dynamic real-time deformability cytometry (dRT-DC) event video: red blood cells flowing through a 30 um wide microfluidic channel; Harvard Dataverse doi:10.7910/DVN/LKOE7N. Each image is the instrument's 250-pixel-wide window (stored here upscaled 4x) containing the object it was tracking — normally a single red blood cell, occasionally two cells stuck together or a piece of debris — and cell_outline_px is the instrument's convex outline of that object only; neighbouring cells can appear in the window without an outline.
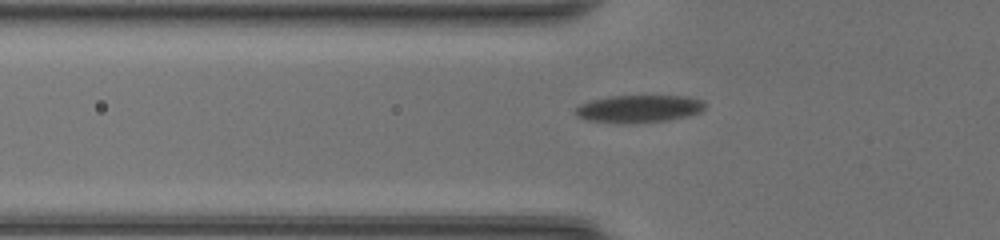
{"species": "common noctule bat (a hibernating species)", "species_latin": "Nyctalus noctula", "temperature_condition": "room temperature", "stored_images_in_passage": 39, "camera_frame_rate_fps": 3000, "um_per_image_px": 0.085, "animal": {"sex": "female", "body_mass_g": 20.0, "forearm_length_mm": 54.0}, "frame": {"image": 1, "passage_image": 6, "time_ms": 1.667, "image_size_px": [1000, 240], "cell_outline_px": [[704, 108], [700, 112], [684, 116], [664, 120], [588, 120], [580, 116], [576, 112], [576, 108], [580, 104], [612, 96], [684, 96], [700, 100], [704, 104]], "centroid_in_image_um": [54.36, 9.18], "position_along_channel_um": 71.4, "area_um2": 19.02}}
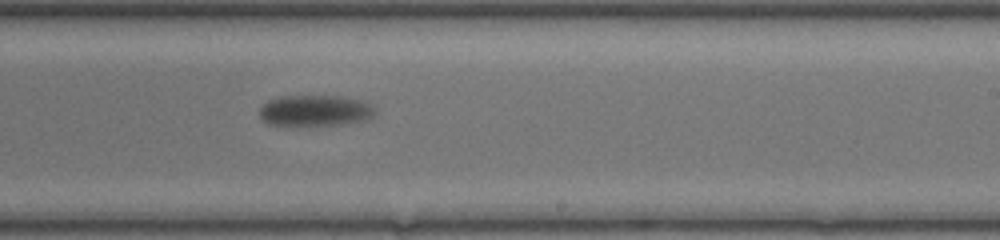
{"frame": {"image": 2, "passage_image": 20, "time_ms": 6.333, "image_size_px": [1000, 240], "cell_outline_px": [[372, 116], [360, 120], [340, 124], [268, 124], [260, 116], [260, 108], [268, 100], [280, 96], [340, 96], [356, 100], [368, 104], [372, 108]], "centroid_in_image_um": [26.69, 9.38], "position_along_channel_um": 262.3, "area_um2": 19.94}}
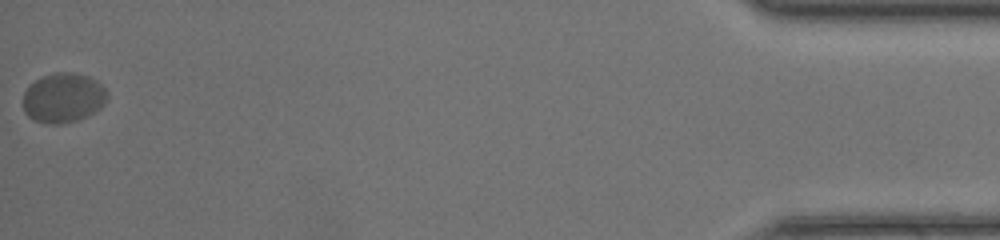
{"frame": {"image": 3, "passage_image": 39, "time_ms": 12.667, "image_size_px": [1000, 240], "cell_outline_px": [[104, 104], [100, 108], [76, 120], [60, 124], [44, 124], [28, 116], [24, 108], [24, 92], [36, 80], [44, 76], [56, 72], [72, 72], [88, 76], [100, 84], [104, 88]], "centroid_in_image_um": [5.34, 8.31], "position_along_channel_um": 429.9, "area_um2": 23.7}, "authors_computed_cell_mechanics": {"area_um2": 21.5594, "velocity_mm_per_s": 4.1097, "shape_relaxation_time_tau1_ms": 1.9535, "shape_relaxation_time_tau2_ms": null, "deformation_change_tau1": 0.1179, "deformation_change_tau2": null}}